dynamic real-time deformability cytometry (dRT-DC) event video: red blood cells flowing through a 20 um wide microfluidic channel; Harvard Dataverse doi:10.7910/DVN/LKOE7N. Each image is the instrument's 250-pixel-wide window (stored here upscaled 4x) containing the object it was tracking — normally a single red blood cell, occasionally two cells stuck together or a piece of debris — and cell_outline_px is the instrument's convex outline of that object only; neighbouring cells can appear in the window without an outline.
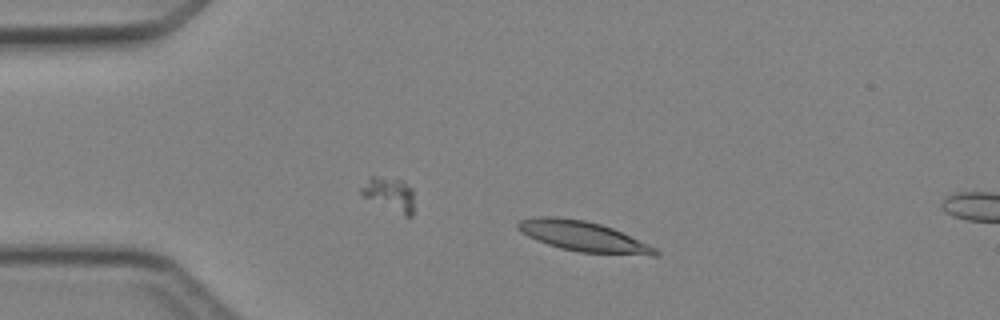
{"species": "Egyptian fruit bat (a non-hibernating species)", "species_latin": "Rousettus aegyptiacus", "temperature_condition": "cold", "stored_images_in_passage": 4, "camera_frame_rate_fps": 3000, "um_per_image_px": 0.085, "animal": {"sex": "female"}, "frame": {"image": 1, "passage_image": 3, "time_ms": 2.333, "image_size_px": [1000, 320], "cell_outline_px": [[660, 256], [652, 256], [580, 252], [560, 248], [536, 240], [528, 236], [516, 228], [516, 224], [520, 220], [536, 216], [556, 216], [584, 220], [600, 224], [612, 228], [648, 244], [656, 248], [660, 252]], "centroid_in_image_um": [49.57, 20.09], "position_along_channel_um": 35.4, "area_um2": 24.22}}